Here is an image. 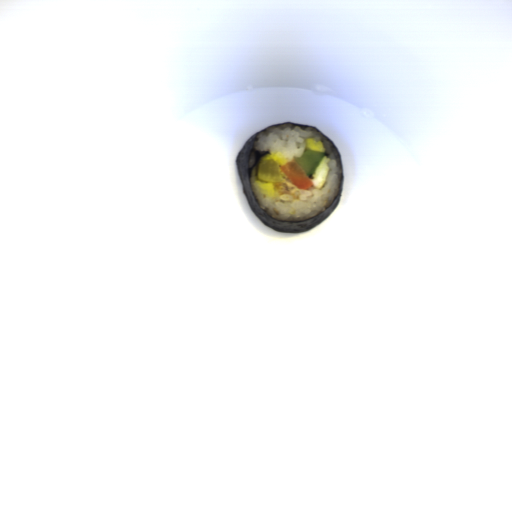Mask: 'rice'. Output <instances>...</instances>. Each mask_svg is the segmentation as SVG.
I'll list each match as a JSON object with an SVG mask.
<instances>
[{
    "label": "rice",
    "mask_w": 512,
    "mask_h": 512,
    "mask_svg": "<svg viewBox=\"0 0 512 512\" xmlns=\"http://www.w3.org/2000/svg\"><path fill=\"white\" fill-rule=\"evenodd\" d=\"M259 140L254 143L255 151L269 150L261 157L276 161L281 165L294 157L300 156L307 148L306 138L323 140L326 156L331 158L327 182L318 190L311 187L300 190L291 184L283 175V182L266 183L257 181L256 170L258 163L249 169V179L252 191L261 207L269 216L281 221H304L325 211L340 193L341 166L337 151L331 143L312 127L301 129L298 126L281 124L263 130L256 136Z\"/></svg>",
    "instance_id": "obj_1"
}]
</instances>
